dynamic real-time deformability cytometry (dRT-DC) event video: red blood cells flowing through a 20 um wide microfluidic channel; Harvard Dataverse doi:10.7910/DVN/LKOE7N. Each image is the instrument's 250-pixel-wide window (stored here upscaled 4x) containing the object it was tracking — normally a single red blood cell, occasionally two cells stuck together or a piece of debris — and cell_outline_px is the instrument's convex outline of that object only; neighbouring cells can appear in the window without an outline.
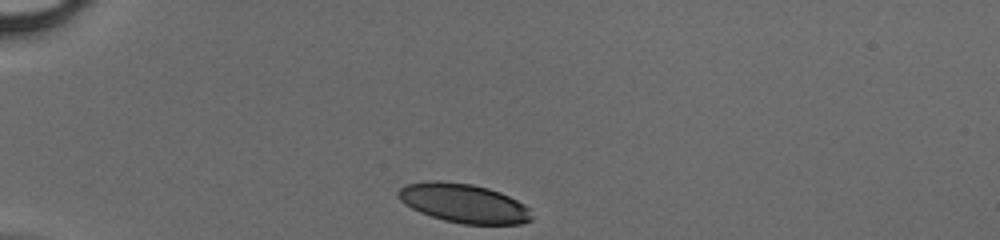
{"species": "human", "species_latin": "Homo sapiens", "temperature_condition": "cold", "stored_images_in_passage": 30, "camera_frame_rate_fps": 3000, "um_per_image_px": 0.085, "donor": {"sex": "male"}, "frame": {"image": 1, "passage_image": 1, "time_ms": 0.0, "image_size_px": [1000, 240], "cell_outline_px": [[532, 220], [520, 224], [464, 224], [444, 220], [420, 212], [412, 208], [400, 200], [396, 196], [396, 192], [404, 184], [428, 180], [440, 180], [472, 184], [488, 188], [500, 192], [524, 204], [528, 208], [532, 216]], "centroid_in_image_um": [39.38, 17.26], "position_along_channel_um": 45.6, "area_um2": 30.46}}
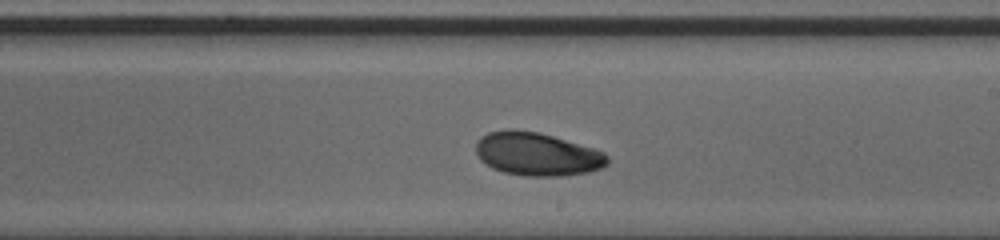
{"frame": {"image": 2, "passage_image": 18, "time_ms": 5.667, "image_size_px": [1000, 240], "cell_outline_px": [[608, 164], [600, 168], [588, 172], [560, 176], [524, 176], [504, 172], [492, 168], [484, 164], [480, 160], [476, 152], [476, 140], [480, 136], [488, 132], [508, 128], [540, 132], [592, 148], [604, 152], [608, 156]], "centroid_in_image_um": [45.6, 13.09], "position_along_channel_um": 243.4, "area_um2": 33.35}}
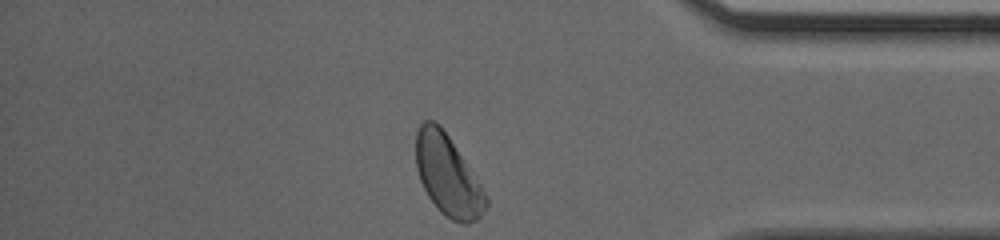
{"frame": {"image": 3, "passage_image": 30, "time_ms": 9.667, "image_size_px": [1000, 240], "cell_outline_px": [[488, 208], [476, 220], [468, 224], [460, 224], [444, 216], [436, 208], [428, 196], [420, 180], [416, 168], [416, 132], [420, 124], [424, 120], [432, 120], [440, 124], [480, 184], [488, 200]], "centroid_in_image_um": [38.05, 14.94], "position_along_channel_um": 397.2, "area_um2": 32.77}}